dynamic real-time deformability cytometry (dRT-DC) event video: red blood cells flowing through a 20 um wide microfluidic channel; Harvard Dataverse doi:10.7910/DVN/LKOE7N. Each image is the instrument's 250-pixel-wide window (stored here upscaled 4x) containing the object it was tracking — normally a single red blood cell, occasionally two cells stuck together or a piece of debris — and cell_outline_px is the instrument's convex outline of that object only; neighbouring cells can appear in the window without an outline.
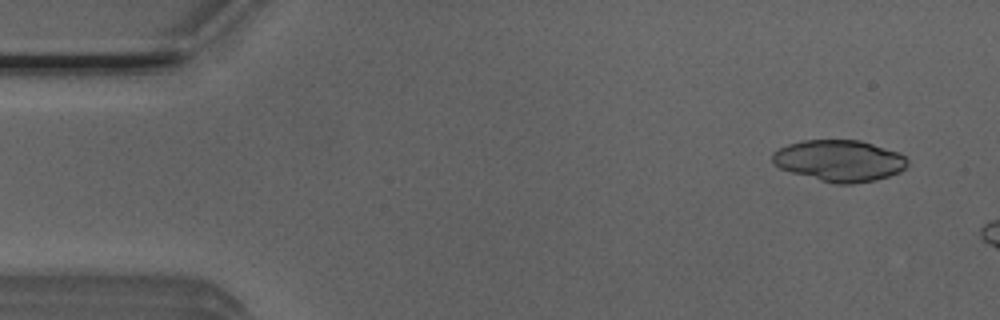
{"species": "Egyptian fruit bat (a non-hibernating species)", "species_latin": "Rousettus aegyptiacus", "temperature_condition": "room temperature", "stored_images_in_passage": 6, "camera_frame_rate_fps": 3000, "um_per_image_px": 0.085, "animal": {"sex": "male"}, "frame": {"image": 1, "passage_image": 1, "time_ms": 0.0, "image_size_px": [1000, 320], "cell_outline_px": [[908, 164], [900, 172], [876, 180], [852, 184], [836, 184], [820, 180], [792, 172], [780, 168], [772, 160], [772, 152], [788, 144], [804, 140], [860, 140], [900, 152], [908, 160]], "centroid_in_image_um": [71.38, 13.65], "position_along_channel_um": 13.6, "area_um2": 32.54}}